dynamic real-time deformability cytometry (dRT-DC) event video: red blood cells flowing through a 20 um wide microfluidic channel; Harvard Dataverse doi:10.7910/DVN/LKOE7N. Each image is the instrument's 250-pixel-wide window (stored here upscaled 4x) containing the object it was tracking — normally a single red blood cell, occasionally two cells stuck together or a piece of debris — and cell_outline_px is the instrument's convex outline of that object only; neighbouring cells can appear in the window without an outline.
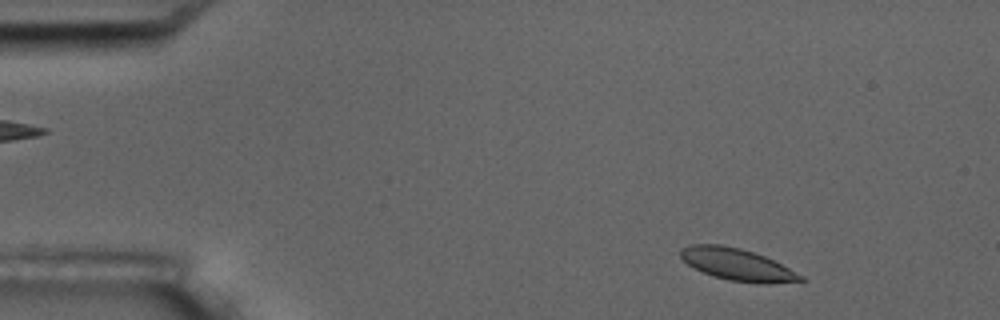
{"species": "common noctule bat (a hibernating species)", "species_latin": "Nyctalus noctula", "temperature_condition": "room temperature", "stored_images_in_passage": 4, "camera_frame_rate_fps": 3000, "um_per_image_px": 0.085, "animal": {"sex": "male", "body_mass_g": 17.5, "forearm_length_mm": 52.3}, "frame": {"image": 1, "passage_image": 1, "time_ms": 0.0, "image_size_px": [1000, 320], "cell_outline_px": [[808, 280], [760, 284], [728, 280], [704, 272], [688, 264], [680, 256], [680, 248], [692, 244], [720, 244], [740, 248], [764, 256], [804, 276]], "centroid_in_image_um": [62.66, 22.48], "position_along_channel_um": 22.3, "area_um2": 22.02}}
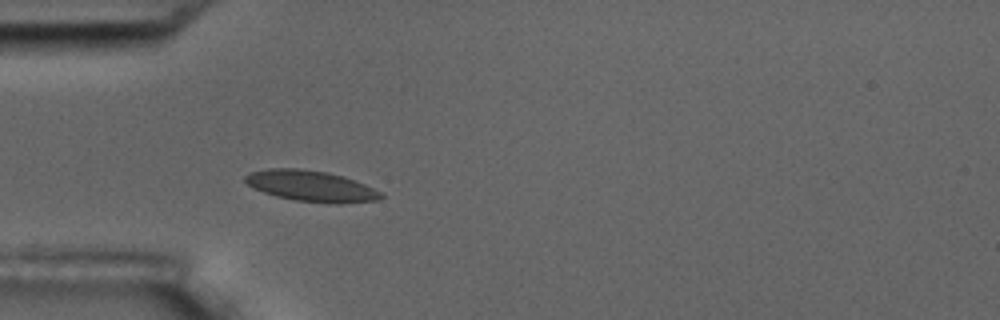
{"frame": {"image": 2, "passage_image": 4, "time_ms": 3.333, "image_size_px": [1000, 320], "cell_outline_px": [[384, 196], [376, 200], [336, 204], [296, 200], [276, 196], [252, 188], [244, 180], [244, 176], [248, 172], [268, 168], [296, 168], [328, 172], [344, 176], [364, 184], [380, 192]], "centroid_in_image_um": [26.39, 15.8], "position_along_channel_um": 58.6, "area_um2": 24.39}}